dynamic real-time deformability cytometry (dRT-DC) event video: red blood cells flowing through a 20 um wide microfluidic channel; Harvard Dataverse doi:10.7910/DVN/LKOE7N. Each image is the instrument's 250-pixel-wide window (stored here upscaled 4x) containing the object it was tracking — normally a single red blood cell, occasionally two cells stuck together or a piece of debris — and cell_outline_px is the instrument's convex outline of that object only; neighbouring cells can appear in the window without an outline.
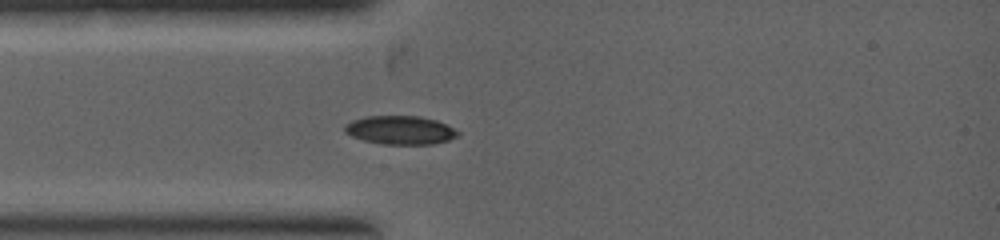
{"species": "common noctule bat (a hibernating species)", "species_latin": "Nyctalus noctula", "temperature_condition": "warm", "stored_images_in_passage": 10, "camera_frame_rate_fps": 5000, "um_per_image_px": 0.085, "animal": {"sex": "female", "body_mass_g": 19.0, "forearm_length_mm": 53.3}, "frame": {"image": 1, "passage_image": 1, "time_ms": 0.0, "image_size_px": [1000, 240], "cell_outline_px": [[460, 132], [456, 136], [448, 140], [432, 144], [380, 144], [364, 140], [352, 136], [344, 132], [344, 124], [352, 120], [364, 116], [420, 116], [436, 120]], "centroid_in_image_um": [33.97, 11.05], "position_along_channel_um": 51.0, "area_um2": 18.79}}
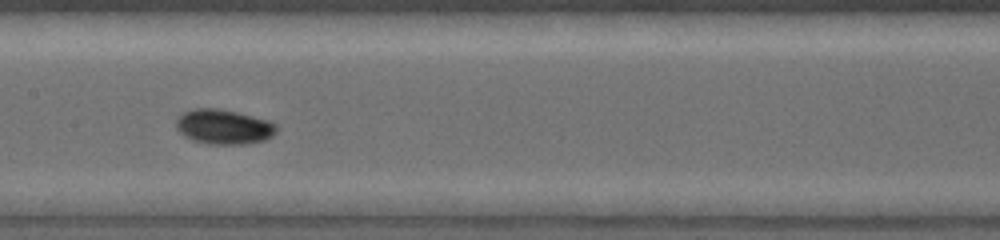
{"frame": {"image": 2, "passage_image": 6, "time_ms": 2.0, "image_size_px": [1000, 240], "cell_outline_px": [[276, 132], [272, 136], [264, 140], [244, 144], [212, 144], [192, 140], [184, 136], [176, 128], [176, 116], [192, 108], [220, 108], [268, 120], [276, 124]], "centroid_in_image_um": [18.98, 10.77], "position_along_channel_um": 188.4, "area_um2": 20.4}}
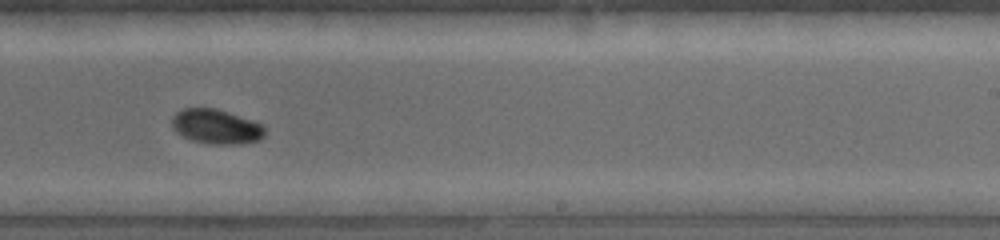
{"frame": {"image": 3, "passage_image": 9, "time_ms": 3.2, "image_size_px": [1000, 240], "cell_outline_px": [[264, 136], [260, 140], [236, 144], [212, 144], [192, 140], [176, 132], [172, 128], [172, 116], [180, 108], [216, 108], [252, 120], [260, 124], [264, 128]], "centroid_in_image_um": [18.34, 10.75], "position_along_channel_um": 270.7, "area_um2": 18.67}}